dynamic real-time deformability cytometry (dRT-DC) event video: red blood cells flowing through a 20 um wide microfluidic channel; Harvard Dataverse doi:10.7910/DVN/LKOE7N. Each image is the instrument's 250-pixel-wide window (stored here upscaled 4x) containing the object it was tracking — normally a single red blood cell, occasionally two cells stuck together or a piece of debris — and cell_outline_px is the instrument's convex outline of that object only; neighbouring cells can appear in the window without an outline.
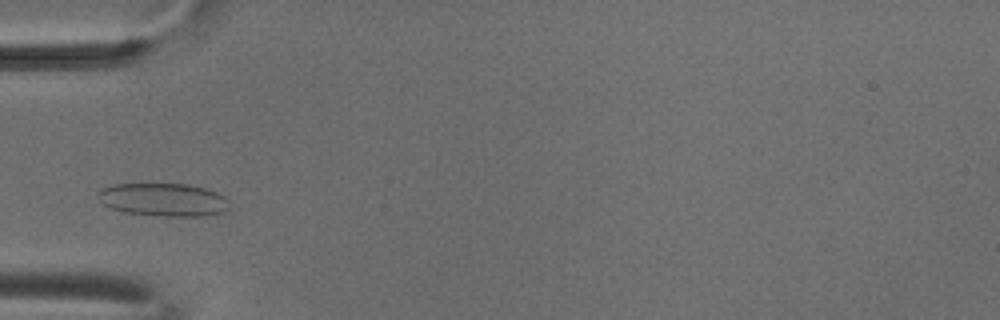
{"species": "common noctule bat (a hibernating species)", "species_latin": "Nyctalus noctula", "temperature_condition": "cold", "stored_images_in_passage": 7, "camera_frame_rate_fps": 3000, "um_per_image_px": 0.085, "animal": {"sex": "male", "body_mass_g": 18.8}, "frame": {"image": 1, "passage_image": 3, "time_ms": 0.667, "image_size_px": [1000, 320], "cell_outline_px": [[228, 208], [224, 212], [204, 216], [160, 216], [124, 212], [112, 208], [104, 204], [96, 196], [104, 188], [116, 184], [188, 184], [208, 188], [224, 196], [228, 200]], "centroid_in_image_um": [13.93, 16.97], "position_along_channel_um": 71.1, "area_um2": 25.26}}
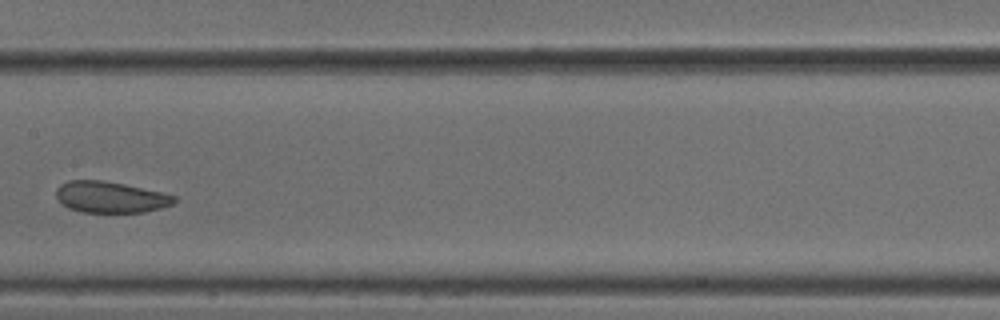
{"frame": {"image": 2, "passage_image": 6, "time_ms": 1.667, "image_size_px": [1000, 320], "cell_outline_px": [[176, 200], [172, 204], [160, 208], [144, 212], [80, 212], [68, 208], [60, 204], [56, 196], [56, 188], [60, 184], [68, 180], [104, 180], [124, 184], [160, 192], [176, 196]], "centroid_in_image_um": [9.33, 16.75], "position_along_channel_um": 198.1, "area_um2": 21.56}}
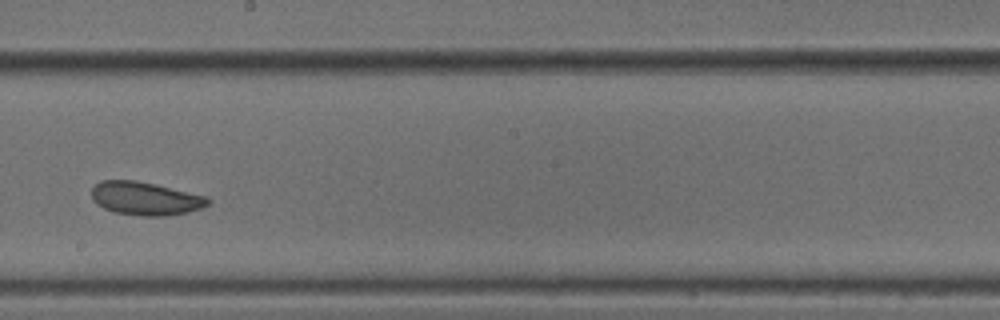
{"frame": {"image": 3, "passage_image": 7, "time_ms": 2.0, "image_size_px": [1000, 320], "cell_outline_px": [[212, 200], [208, 204], [200, 208], [188, 212], [164, 216], [140, 216], [116, 212], [104, 208], [96, 204], [92, 200], [92, 188], [100, 180], [136, 180], [156, 184], [208, 196]], "centroid_in_image_um": [12.36, 16.86], "position_along_channel_um": 235.8, "area_um2": 22.72}}